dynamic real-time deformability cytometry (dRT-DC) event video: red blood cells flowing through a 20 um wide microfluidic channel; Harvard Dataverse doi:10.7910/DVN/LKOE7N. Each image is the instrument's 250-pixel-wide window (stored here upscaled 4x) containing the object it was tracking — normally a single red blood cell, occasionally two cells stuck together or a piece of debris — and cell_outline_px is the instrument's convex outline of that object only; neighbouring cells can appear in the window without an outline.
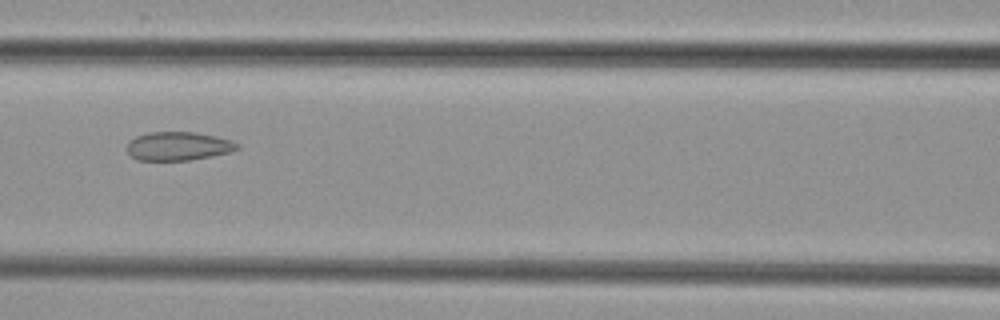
{"species": "common noctule bat (a hibernating species)", "species_latin": "Nyctalus noctula", "temperature_condition": "cold", "stored_images_in_passage": 7, "camera_frame_rate_fps": 3000, "um_per_image_px": 0.085, "animal": {"sex": "female", "body_mass_g": 29.2, "forearm_length_mm": 56.3}, "frame": {"image": 1, "passage_image": 7, "time_ms": 8.0, "image_size_px": [1000, 320], "cell_outline_px": [[240, 148], [232, 152], [212, 156], [188, 160], [136, 160], [128, 152], [128, 140], [136, 136], [148, 132], [196, 132], [216, 136], [232, 140], [240, 144]], "centroid_in_image_um": [15.19, 12.41], "position_along_channel_um": 151.4, "area_um2": 18.55}}